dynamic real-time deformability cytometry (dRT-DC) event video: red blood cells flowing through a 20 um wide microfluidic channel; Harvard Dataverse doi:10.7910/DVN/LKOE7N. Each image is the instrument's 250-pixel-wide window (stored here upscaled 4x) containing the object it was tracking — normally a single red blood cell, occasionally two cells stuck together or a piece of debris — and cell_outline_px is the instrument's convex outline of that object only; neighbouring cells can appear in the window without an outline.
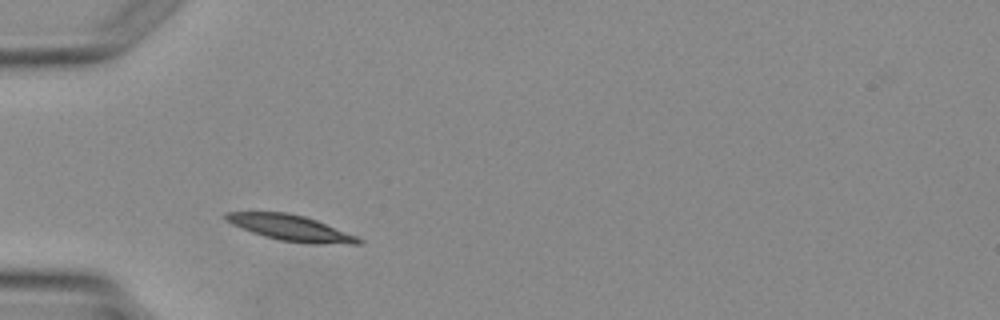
{"species": "Egyptian fruit bat (a non-hibernating species)", "species_latin": "Rousettus aegyptiacus", "temperature_condition": "warm", "stored_images_in_passage": 1, "camera_frame_rate_fps": 3000, "um_per_image_px": 0.085, "animal": {"sex": "female"}, "frame": {"image": 1, "passage_image": 1, "time_ms": 0.0, "image_size_px": [1000, 320], "cell_outline_px": [[364, 244], [308, 244], [280, 240], [264, 236], [252, 232], [232, 224], [224, 220], [220, 216], [224, 212], [288, 212], [304, 216], [316, 220], [356, 236], [364, 240]], "centroid_in_image_um": [24.69, 19.37], "position_along_channel_um": 60.3, "area_um2": 20.06}}